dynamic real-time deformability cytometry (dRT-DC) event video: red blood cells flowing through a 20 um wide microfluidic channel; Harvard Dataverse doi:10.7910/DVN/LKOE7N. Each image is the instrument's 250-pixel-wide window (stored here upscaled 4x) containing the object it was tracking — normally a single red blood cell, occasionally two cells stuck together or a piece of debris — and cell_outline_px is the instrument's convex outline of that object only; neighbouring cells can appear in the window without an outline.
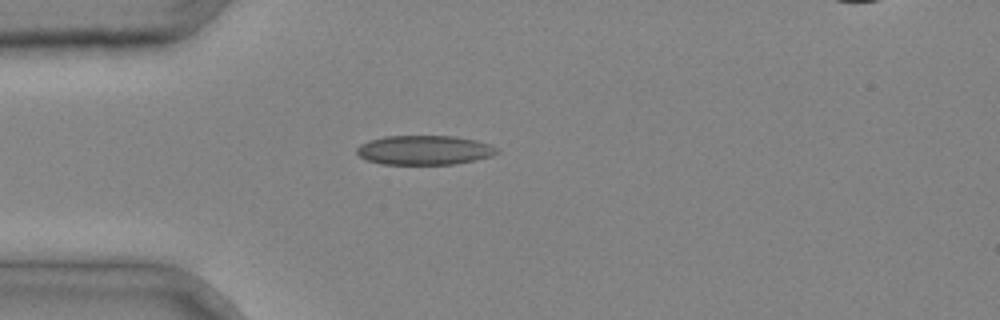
{"species": "common noctule bat (a hibernating species)", "species_latin": "Nyctalus noctula", "temperature_condition": "cold", "stored_images_in_passage": 1, "camera_frame_rate_fps": 3000, "um_per_image_px": 0.085, "animal": {"sex": "male", "body_mass_g": 20.4}, "frame": {"image": 1, "passage_image": 1, "time_ms": 0.0, "image_size_px": [1000, 320], "cell_outline_px": [[500, 152], [492, 156], [452, 164], [380, 164], [368, 160], [360, 156], [356, 152], [356, 148], [360, 144], [368, 140], [384, 136], [456, 136], [476, 140], [492, 144], [500, 148]], "centroid_in_image_um": [36.09, 12.75], "position_along_channel_um": 48.9, "area_um2": 24.16}}